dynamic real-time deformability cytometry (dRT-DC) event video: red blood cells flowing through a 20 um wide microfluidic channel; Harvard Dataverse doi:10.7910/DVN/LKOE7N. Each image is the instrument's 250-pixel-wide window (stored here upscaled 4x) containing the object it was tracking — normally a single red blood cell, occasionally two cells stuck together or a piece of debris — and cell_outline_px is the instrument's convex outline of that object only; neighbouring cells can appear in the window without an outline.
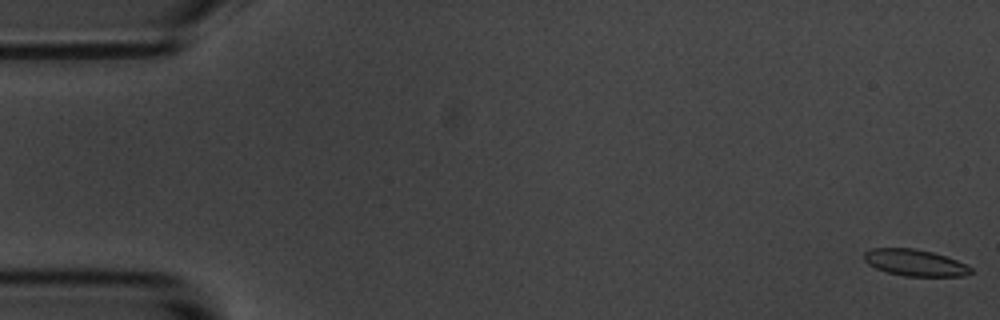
{"species": "common noctule bat (a hibernating species)", "species_latin": "Nyctalus noctula", "temperature_condition": "room temperature", "stored_images_in_passage": 16, "camera_frame_rate_fps": 3000, "um_per_image_px": 0.085, "animal": {"sex": "male", "body_mass_g": 20.1, "forearm_length_mm": 53.5}, "frame": {"image": 1, "passage_image": 1, "time_ms": 0.0, "image_size_px": [1000, 320], "cell_outline_px": [[972, 272], [964, 276], [904, 276], [888, 272], [876, 268], [868, 264], [864, 260], [864, 252], [872, 248], [916, 248], [932, 252], [956, 260], [972, 268]], "centroid_in_image_um": [77.75, 22.32], "position_along_channel_um": 7.3, "area_um2": 16.42}}
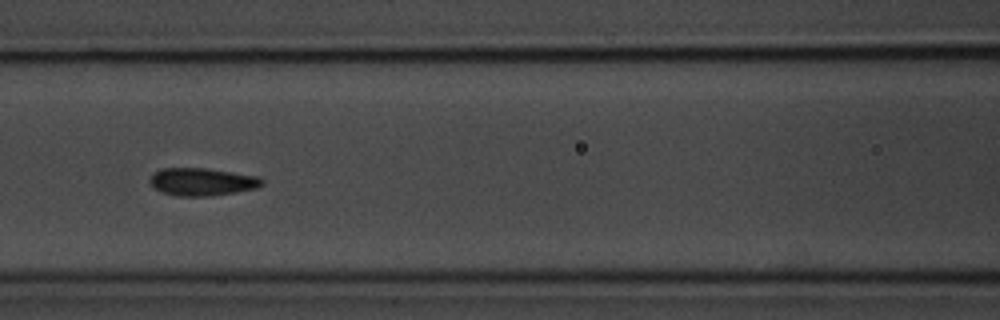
{"frame": {"image": 2, "passage_image": 7, "time_ms": 8.0, "image_size_px": [1000, 320], "cell_outline_px": [[264, 184], [256, 188], [236, 192], [208, 196], [176, 196], [164, 192], [156, 188], [148, 180], [152, 172], [160, 168], [208, 168], [256, 176], [264, 180]], "centroid_in_image_um": [17.16, 15.44], "position_along_channel_um": 149.4, "area_um2": 18.09}, "authors_computed_cell_mechanics": {"area_um2": 17.5134, "velocity_mm_per_s": 3.4992, "shape_relaxation_time_tau1_ms": 2.34, "shape_relaxation_time_tau2_ms": 0.2566, "deformation_change_tau1": 0.0987, "deformation_change_tau2": 0.0271}}